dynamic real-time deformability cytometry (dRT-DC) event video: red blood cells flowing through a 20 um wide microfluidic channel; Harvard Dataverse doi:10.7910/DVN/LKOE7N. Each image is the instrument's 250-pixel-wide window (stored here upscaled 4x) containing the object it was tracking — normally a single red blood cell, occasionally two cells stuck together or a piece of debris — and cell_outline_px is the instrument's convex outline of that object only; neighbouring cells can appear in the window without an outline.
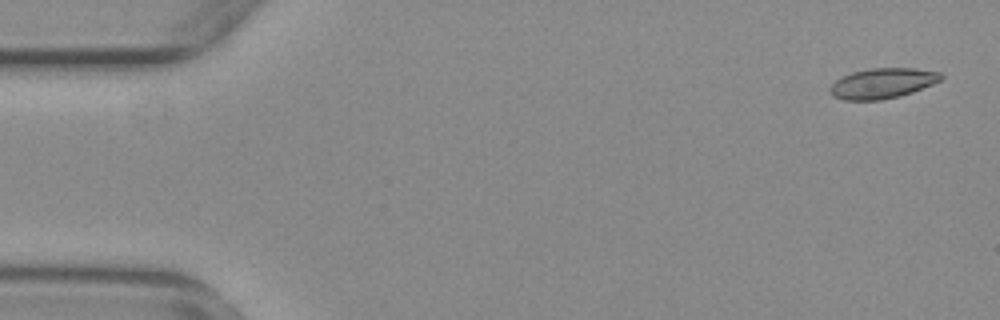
{"species": "common noctule bat (a hibernating species)", "species_latin": "Nyctalus noctula", "temperature_condition": "warm", "stored_images_in_passage": 14, "camera_frame_rate_fps": 3000, "um_per_image_px": 0.085, "animal": {"sex": "female", "body_mass_g": 29.2, "forearm_length_mm": 56.3}, "frame": {"image": 1, "passage_image": 1, "time_ms": 0.0, "image_size_px": [1000, 320], "cell_outline_px": [[944, 76], [940, 80], [932, 84], [912, 92], [900, 96], [880, 100], [844, 100], [832, 96], [828, 92], [828, 88], [836, 80], [852, 72], [868, 68], [916, 68], [940, 72]], "centroid_in_image_um": [74.98, 7.08], "position_along_channel_um": 10.0, "area_um2": 19.65}}